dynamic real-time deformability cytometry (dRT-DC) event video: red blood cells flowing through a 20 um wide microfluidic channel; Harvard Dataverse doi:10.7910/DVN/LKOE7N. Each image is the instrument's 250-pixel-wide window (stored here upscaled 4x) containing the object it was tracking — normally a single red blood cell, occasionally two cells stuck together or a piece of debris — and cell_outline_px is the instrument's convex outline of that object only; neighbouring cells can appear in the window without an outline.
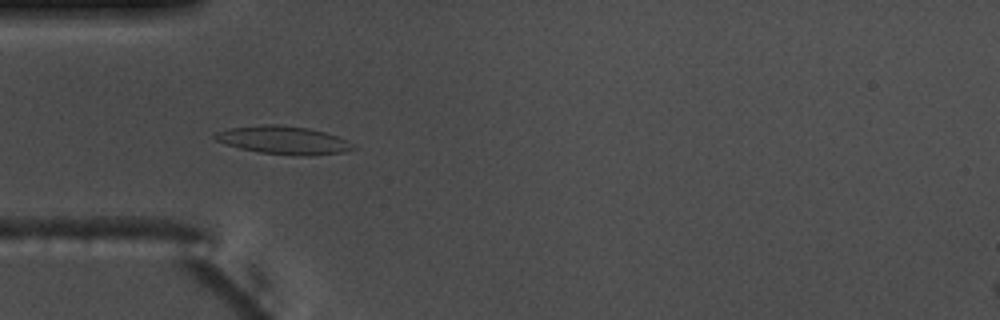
{"species": "common noctule bat (a hibernating species)", "species_latin": "Nyctalus noctula", "temperature_condition": "warm", "stored_images_in_passage": 45, "camera_frame_rate_fps": 3000, "um_per_image_px": 0.085, "animal": {"sex": "male", "body_mass_g": 17.5, "forearm_length_mm": 52.3}, "frame": {"image": 1, "passage_image": 6, "time_ms": 1.667, "image_size_px": [1000, 320], "cell_outline_px": [[356, 148], [344, 152], [312, 156], [300, 156], [260, 152], [240, 148], [224, 144], [216, 140], [212, 136], [216, 132], [228, 128], [264, 124], [276, 124], [308, 128], [324, 132], [336, 136], [352, 144]], "centroid_in_image_um": [24.06, 11.91], "position_along_channel_um": 60.9, "area_um2": 22.54}}
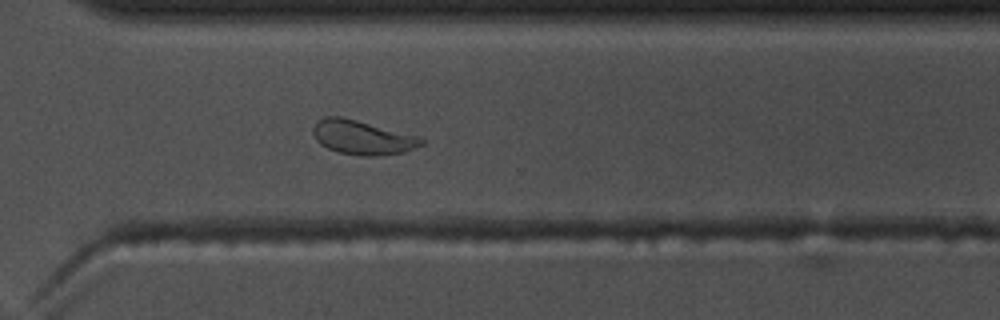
{"frame": {"image": 2, "passage_image": 29, "time_ms": 9.333, "image_size_px": [1000, 320], "cell_outline_px": [[424, 144], [404, 152], [376, 156], [360, 156], [340, 152], [328, 148], [320, 144], [316, 140], [312, 132], [312, 128], [316, 120], [324, 116], [340, 116], [420, 136], [424, 140]], "centroid_in_image_um": [30.78, 11.67], "position_along_channel_um": 339.8, "area_um2": 21.68}}
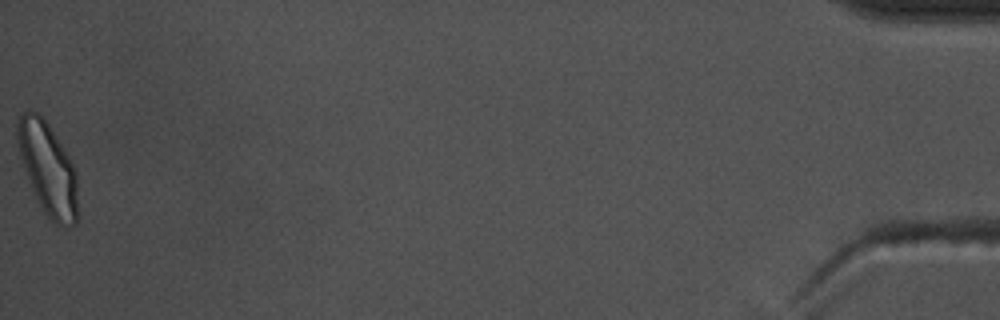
{"frame": {"image": 3, "passage_image": 45, "time_ms": 14.667, "image_size_px": [1000, 320], "cell_outline_px": [[76, 224], [68, 228], [64, 228], [48, 220], [32, 188], [20, 152], [16, 136], [16, 124], [20, 116], [28, 108], [36, 112], [48, 124], [64, 148], [76, 172]], "centroid_in_image_um": [4.07, 14.35], "position_along_channel_um": 431.1, "area_um2": 31.91}, "authors_computed_cell_mechanics": {"area_um2": 21.5594, "velocity_mm_per_s": 3.6578, "shape_relaxation_time_tau1_ms": 6.8183, "shape_relaxation_time_tau2_ms": 1.8516, "deformation_change_tau1": 0.1756, "deformation_change_tau2": 0.0864}}